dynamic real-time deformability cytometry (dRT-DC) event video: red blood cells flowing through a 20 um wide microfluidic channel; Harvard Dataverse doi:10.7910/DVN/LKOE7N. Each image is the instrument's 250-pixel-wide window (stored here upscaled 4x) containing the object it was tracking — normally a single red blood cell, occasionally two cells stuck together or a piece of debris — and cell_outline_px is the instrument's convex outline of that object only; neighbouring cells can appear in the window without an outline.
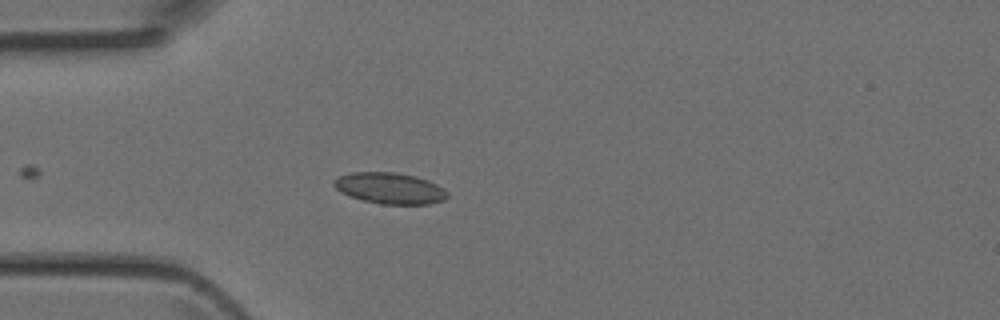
{"species": "Egyptian fruit bat (a non-hibernating species)", "species_latin": "Rousettus aegyptiacus", "temperature_condition": "room temperature", "stored_images_in_passage": 4, "camera_frame_rate_fps": 3000, "um_per_image_px": 0.085, "animal": {"sex": "female"}, "frame": {"image": 1, "passage_image": 4, "time_ms": 1.0, "image_size_px": [1000, 320], "cell_outline_px": [[448, 196], [444, 200], [428, 204], [380, 204], [364, 200], [340, 192], [332, 184], [332, 180], [348, 172], [396, 172], [416, 176], [428, 180], [444, 188], [448, 192]], "centroid_in_image_um": [33.14, 15.99], "position_along_channel_um": 51.9, "area_um2": 20.69}}